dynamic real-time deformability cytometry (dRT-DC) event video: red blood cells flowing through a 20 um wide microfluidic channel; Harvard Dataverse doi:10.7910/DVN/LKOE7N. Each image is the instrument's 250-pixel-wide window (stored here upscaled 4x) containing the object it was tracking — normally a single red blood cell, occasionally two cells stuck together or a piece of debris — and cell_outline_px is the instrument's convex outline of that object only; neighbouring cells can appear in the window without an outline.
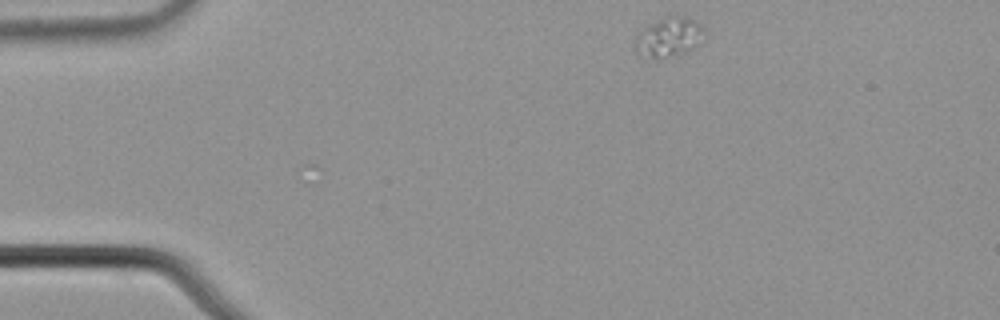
{"species": "common noctule bat (a hibernating species)", "species_latin": "Nyctalus noctula", "temperature_condition": "cold", "stored_images_in_passage": 4, "camera_frame_rate_fps": 3000, "um_per_image_px": 0.085, "animal": {"sex": "male", "body_mass_g": 21.5, "forearm_length_mm": 52.0}, "frame": {"image": 1, "passage_image": 1, "time_ms": 0.0, "image_size_px": [1000, 320], "cell_outline_px": [[704, 40], [700, 44], [684, 52], [668, 56], [652, 56], [636, 52], [636, 36], [640, 28], [664, 16], [684, 16], [696, 20], [704, 28]], "centroid_in_image_um": [56.9, 3.08], "position_along_channel_um": 28.1, "area_um2": 15.72}}